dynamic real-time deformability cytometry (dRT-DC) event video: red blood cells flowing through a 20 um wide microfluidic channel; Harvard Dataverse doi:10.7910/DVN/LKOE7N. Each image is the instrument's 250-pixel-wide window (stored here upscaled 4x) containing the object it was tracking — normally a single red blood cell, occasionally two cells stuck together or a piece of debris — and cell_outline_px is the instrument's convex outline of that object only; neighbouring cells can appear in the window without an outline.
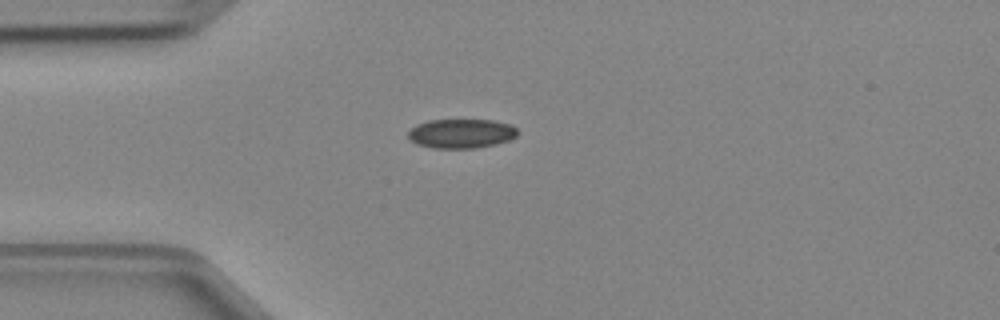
{"species": "Egyptian fruit bat (a non-hibernating species)", "species_latin": "Rousettus aegyptiacus", "temperature_condition": "cold", "stored_images_in_passage": 2, "camera_frame_rate_fps": 3000, "um_per_image_px": 0.085, "animal": {"sex": "female"}, "frame": {"image": 1, "passage_image": 1, "time_ms": 0.0, "image_size_px": [1000, 320], "cell_outline_px": [[520, 132], [516, 136], [508, 140], [496, 144], [476, 148], [432, 148], [416, 144], [408, 136], [408, 132], [416, 124], [428, 120], [492, 120], [512, 124]], "centroid_in_image_um": [39.23, 11.35], "position_along_channel_um": 45.8, "area_um2": 18.79}}